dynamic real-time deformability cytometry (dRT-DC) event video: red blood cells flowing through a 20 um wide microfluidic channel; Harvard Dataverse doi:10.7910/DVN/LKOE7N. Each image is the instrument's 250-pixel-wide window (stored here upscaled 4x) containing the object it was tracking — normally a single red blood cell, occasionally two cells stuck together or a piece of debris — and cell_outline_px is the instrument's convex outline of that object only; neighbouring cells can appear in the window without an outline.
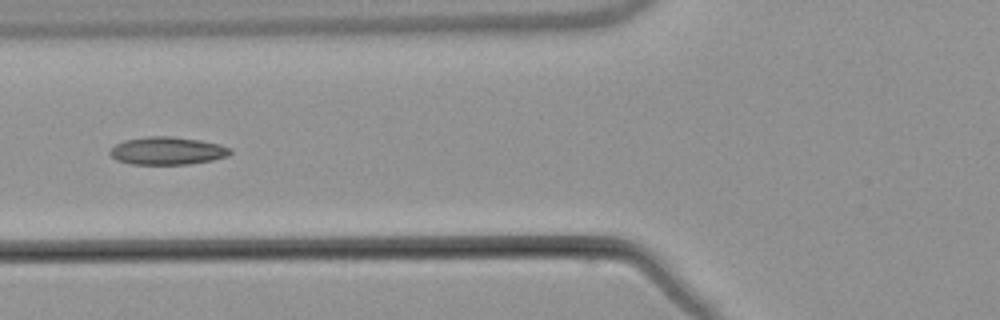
{"species": "common noctule bat (a hibernating species)", "species_latin": "Nyctalus noctula", "temperature_condition": "warm", "stored_images_in_passage": 5, "camera_frame_rate_fps": 3000, "um_per_image_px": 0.085, "animal": {"sex": "male", "body_mass_g": 21.5, "forearm_length_mm": 52.0}, "frame": {"image": 1, "passage_image": 5, "time_ms": 5.667, "image_size_px": [1000, 320], "cell_outline_px": [[232, 152], [228, 156], [212, 160], [188, 164], [132, 164], [116, 160], [108, 152], [116, 144], [124, 140], [148, 136], [172, 136], [200, 140], [220, 144], [232, 148]], "centroid_in_image_um": [14.24, 12.81], "position_along_channel_um": 111.6, "area_um2": 19.54}}